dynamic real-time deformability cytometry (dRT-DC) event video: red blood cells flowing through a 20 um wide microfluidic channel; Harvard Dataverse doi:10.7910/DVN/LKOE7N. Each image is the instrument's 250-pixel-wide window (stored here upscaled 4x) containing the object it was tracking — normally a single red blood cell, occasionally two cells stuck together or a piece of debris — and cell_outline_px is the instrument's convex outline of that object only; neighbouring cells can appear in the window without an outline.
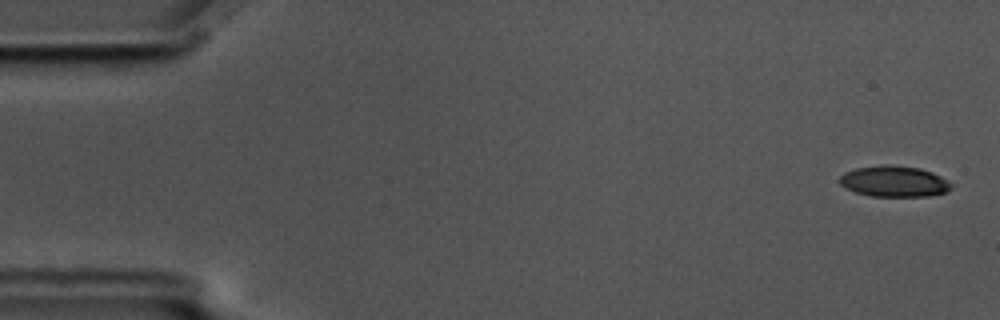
{"species": "common noctule bat (a hibernating species)", "species_latin": "Nyctalus noctula", "temperature_condition": "cold", "stored_images_in_passage": 5, "segment_of_instrument_passage": [2, 2], "camera_frame_rate_fps": 3000, "um_per_image_px": 0.085, "animal": {"sex": "male", "body_mass_g": 17.5, "forearm_length_mm": 52.3}, "frame": {"image": 1, "passage_image": 5, "time_ms": 1.333, "image_size_px": [1000, 320], "cell_outline_px": [[952, 188], [948, 192], [928, 196], [872, 196], [856, 192], [844, 188], [840, 184], [840, 176], [844, 172], [856, 168], [888, 164], [920, 168], [932, 172], [940, 176], [952, 184]], "centroid_in_image_um": [76.01, 15.42], "position_along_channel_um": 9.0, "area_um2": 20.17}}